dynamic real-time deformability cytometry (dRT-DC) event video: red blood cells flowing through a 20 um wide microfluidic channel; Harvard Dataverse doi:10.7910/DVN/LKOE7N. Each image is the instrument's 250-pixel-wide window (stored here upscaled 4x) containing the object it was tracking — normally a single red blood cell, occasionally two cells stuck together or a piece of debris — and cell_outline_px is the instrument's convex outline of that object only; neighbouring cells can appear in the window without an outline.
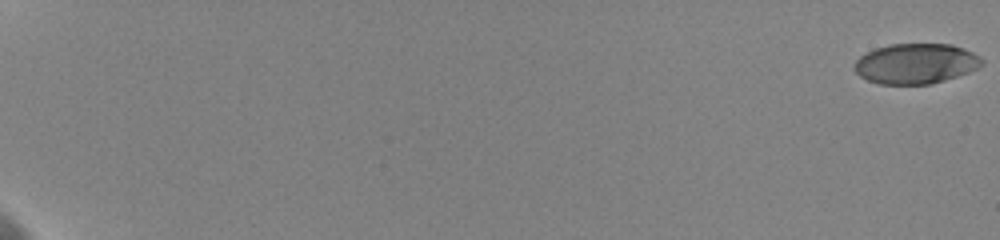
{"species": "human", "species_latin": "Homo sapiens", "temperature_condition": "cold", "stored_images_in_passage": 3, "camera_frame_rate_fps": 3000, "um_per_image_px": 0.085, "donor": {"sex": "female"}, "frame": {"image": 1, "passage_image": 1, "time_ms": 0.0, "image_size_px": [1000, 240], "cell_outline_px": [[984, 64], [968, 72], [932, 84], [880, 84], [868, 80], [860, 76], [852, 68], [856, 60], [860, 56], [876, 48], [888, 44], [952, 44], [964, 48], [980, 56], [984, 60]], "centroid_in_image_um": [77.84, 5.4], "position_along_channel_um": 7.2, "area_um2": 29.94}}